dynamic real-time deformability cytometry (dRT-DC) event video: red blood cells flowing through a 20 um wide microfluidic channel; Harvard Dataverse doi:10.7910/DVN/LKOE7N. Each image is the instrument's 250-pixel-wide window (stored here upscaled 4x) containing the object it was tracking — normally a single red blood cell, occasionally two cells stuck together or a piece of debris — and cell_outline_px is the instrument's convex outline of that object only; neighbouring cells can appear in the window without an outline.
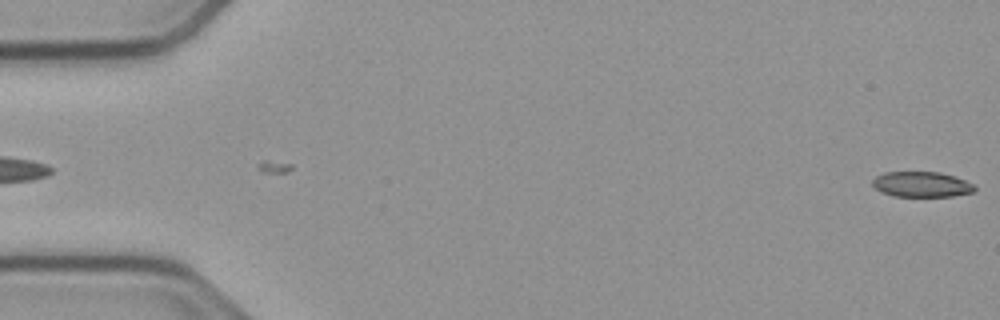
{"species": "common noctule bat (a hibernating species)", "species_latin": "Nyctalus noctula", "temperature_condition": "cold", "stored_images_in_passage": 7, "camera_frame_rate_fps": 3000, "um_per_image_px": 0.085, "animal": {"sex": "male", "body_mass_g": 23.1, "forearm_length_mm": 52.7}, "frame": {"image": 1, "passage_image": 7, "time_ms": 2.0, "image_size_px": [1000, 320], "cell_outline_px": [[976, 188], [972, 192], [952, 196], [892, 196], [880, 192], [872, 184], [872, 180], [876, 176], [884, 172], [940, 172], [956, 176], [972, 184]], "centroid_in_image_um": [78.3, 15.66], "position_along_channel_um": 6.7, "area_um2": 15.09}}